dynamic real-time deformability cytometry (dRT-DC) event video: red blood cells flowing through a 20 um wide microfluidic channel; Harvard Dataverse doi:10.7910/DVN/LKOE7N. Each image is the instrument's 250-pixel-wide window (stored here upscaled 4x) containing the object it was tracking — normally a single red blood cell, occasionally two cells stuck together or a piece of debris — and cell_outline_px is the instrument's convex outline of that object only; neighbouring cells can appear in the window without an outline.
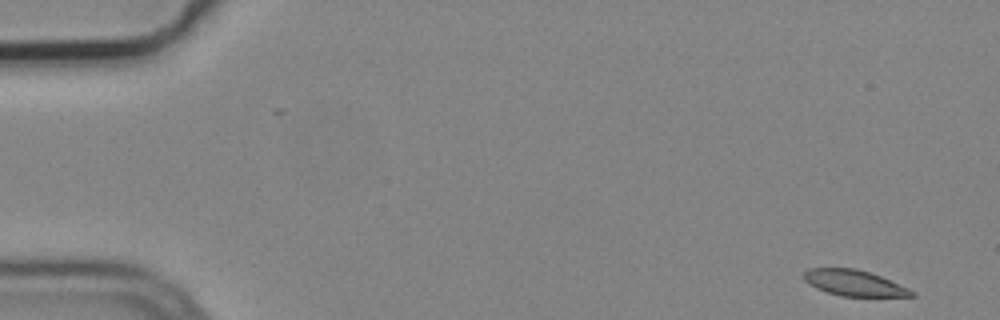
{"species": "common noctule bat (a hibernating species)", "species_latin": "Nyctalus noctula", "temperature_condition": "cold", "stored_images_in_passage": 6, "camera_frame_rate_fps": 3000, "um_per_image_px": 0.085, "animal": {"sex": "male", "body_mass_g": 19.2, "forearm_length_mm": 51.8}, "frame": {"image": 1, "passage_image": 1, "time_ms": 0.0, "image_size_px": [1000, 320], "cell_outline_px": [[916, 296], [840, 296], [816, 288], [808, 284], [804, 280], [804, 272], [808, 268], [856, 268], [880, 276], [908, 288], [916, 292]], "centroid_in_image_um": [72.58, 24.05], "position_along_channel_um": 12.4, "area_um2": 16.13}}
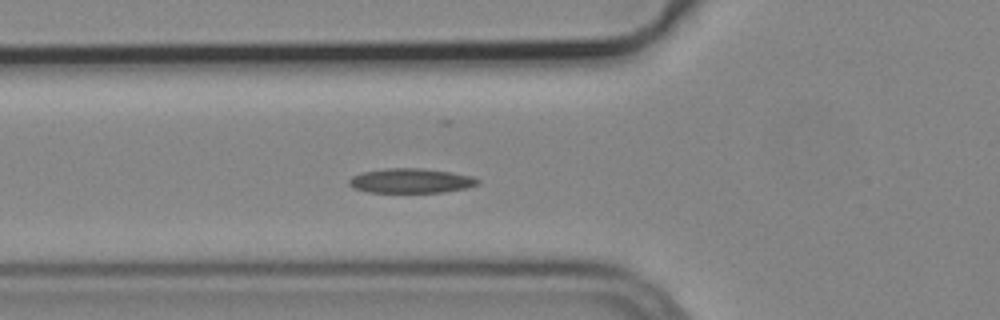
{"frame": {"image": 2, "passage_image": 6, "time_ms": 1.667, "image_size_px": [1000, 320], "cell_outline_px": [[480, 184], [468, 188], [444, 192], [368, 192], [352, 188], [348, 184], [348, 180], [352, 176], [360, 172], [388, 168], [424, 168], [472, 176], [480, 180]], "centroid_in_image_um": [34.91, 15.36], "position_along_channel_um": 90.9, "area_um2": 18.61}}